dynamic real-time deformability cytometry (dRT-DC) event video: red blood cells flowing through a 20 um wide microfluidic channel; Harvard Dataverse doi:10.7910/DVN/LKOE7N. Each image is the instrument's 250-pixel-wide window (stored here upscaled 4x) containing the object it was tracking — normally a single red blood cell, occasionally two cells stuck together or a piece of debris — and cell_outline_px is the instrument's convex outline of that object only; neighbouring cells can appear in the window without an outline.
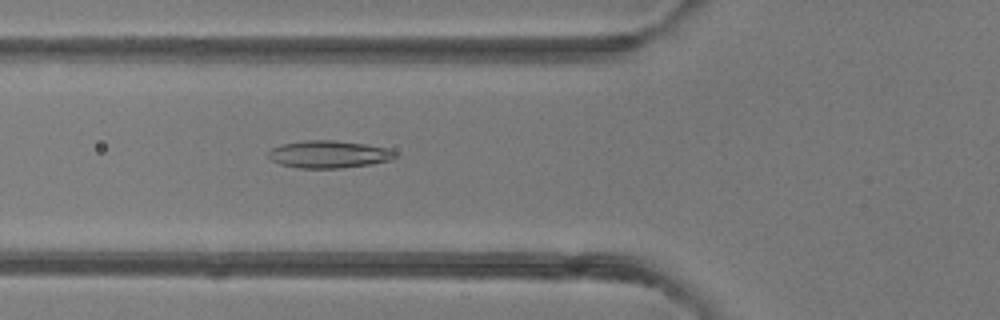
{"species": "common noctule bat (a hibernating species)", "species_latin": "Nyctalus noctula", "temperature_condition": "room temperature", "stored_images_in_passage": 49, "camera_frame_rate_fps": 3000, "um_per_image_px": 0.085, "animal": {"sex": "female"}, "frame": {"image": 1, "passage_image": 18, "time_ms": 5.667, "image_size_px": [1000, 320], "cell_outline_px": [[400, 156], [392, 160], [372, 164], [340, 168], [300, 168], [280, 164], [272, 160], [268, 156], [268, 152], [272, 148], [280, 144], [304, 140], [336, 140], [368, 144], [388, 148], [396, 152]], "centroid_in_image_um": [28.0, 13.1], "position_along_channel_um": 97.8, "area_um2": 20.58}}
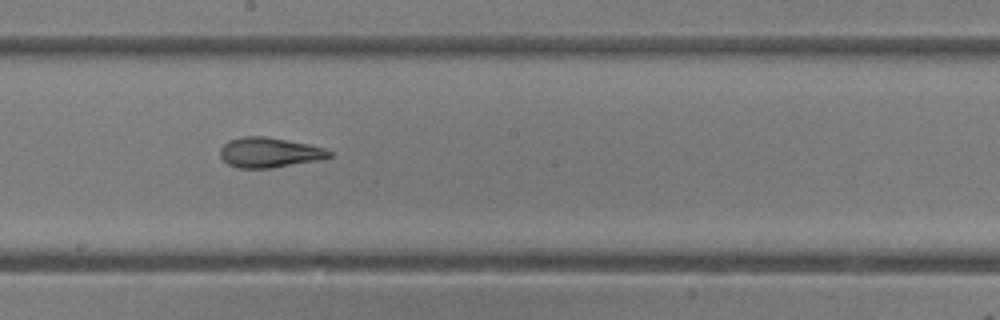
{"frame": {"image": 2, "passage_image": 27, "time_ms": 8.667, "image_size_px": [1000, 320], "cell_outline_px": [[332, 156], [324, 160], [272, 168], [236, 168], [228, 164], [220, 156], [220, 148], [228, 140], [244, 136], [264, 136], [288, 140], [308, 144], [324, 148], [332, 152]], "centroid_in_image_um": [22.92, 12.97], "position_along_channel_um": 225.3, "area_um2": 19.36}}
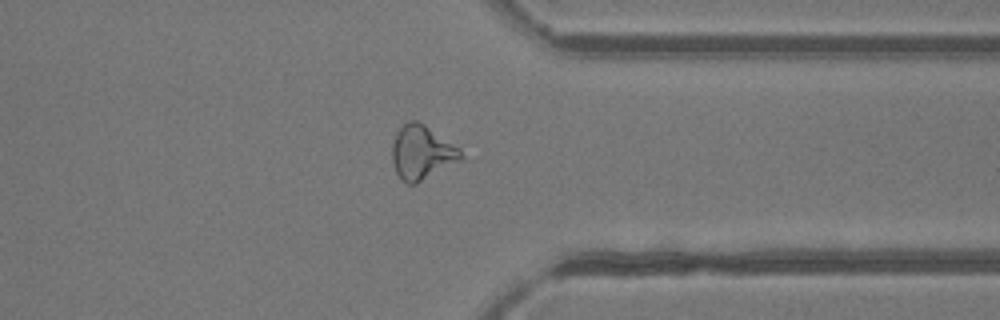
{"frame": {"image": 3, "passage_image": 38, "time_ms": 12.333, "image_size_px": [1000, 320], "cell_outline_px": [[464, 156], [460, 160], [416, 184], [408, 184], [400, 180], [392, 164], [392, 144], [396, 132], [408, 120], [416, 120], [424, 124], [460, 148]], "centroid_in_image_um": [35.83, 12.97], "position_along_channel_um": 375.6, "area_um2": 21.68}, "authors_computed_cell_mechanics": {"area_um2": 21.386, "velocity_mm_per_s": 4.2297, "shape_relaxation_time_tau1_ms": 7.8865, "shape_relaxation_time_tau2_ms": 2.7502, "deformation_change_tau1": 0.193, "deformation_change_tau2": 0.1096}}